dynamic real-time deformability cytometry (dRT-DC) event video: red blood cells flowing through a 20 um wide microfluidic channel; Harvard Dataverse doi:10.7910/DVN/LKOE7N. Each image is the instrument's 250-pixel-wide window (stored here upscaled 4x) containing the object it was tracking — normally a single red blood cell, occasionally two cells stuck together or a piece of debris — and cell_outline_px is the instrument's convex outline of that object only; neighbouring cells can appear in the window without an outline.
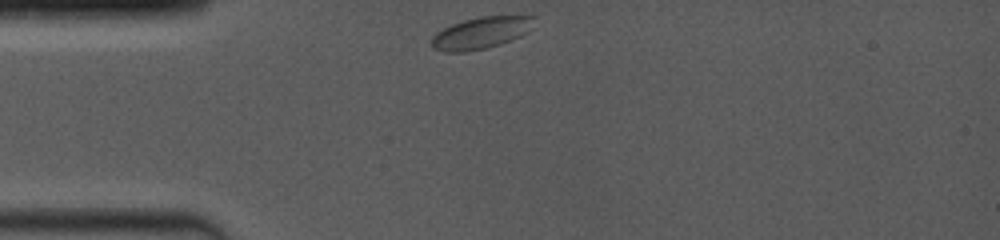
{"species": "common noctule bat (a hibernating species)", "species_latin": "Nyctalus noctula", "temperature_condition": "room temperature", "stored_images_in_passage": 21, "camera_frame_rate_fps": 4000, "um_per_image_px": 0.085, "animal": {"sex": "female", "body_mass_g": 19.0, "forearm_length_mm": 53.3}, "frame": {"image": 1, "passage_image": 1, "time_ms": 0.0, "image_size_px": [1000, 240], "cell_outline_px": [[536, 16], [528, 32], [512, 40], [500, 44], [484, 48], [464, 52], [444, 52], [432, 48], [432, 36], [436, 32], [452, 24], [464, 20], [480, 16]], "centroid_in_image_um": [40.86, 2.8], "position_along_channel_um": 44.1, "area_um2": 18.9}}